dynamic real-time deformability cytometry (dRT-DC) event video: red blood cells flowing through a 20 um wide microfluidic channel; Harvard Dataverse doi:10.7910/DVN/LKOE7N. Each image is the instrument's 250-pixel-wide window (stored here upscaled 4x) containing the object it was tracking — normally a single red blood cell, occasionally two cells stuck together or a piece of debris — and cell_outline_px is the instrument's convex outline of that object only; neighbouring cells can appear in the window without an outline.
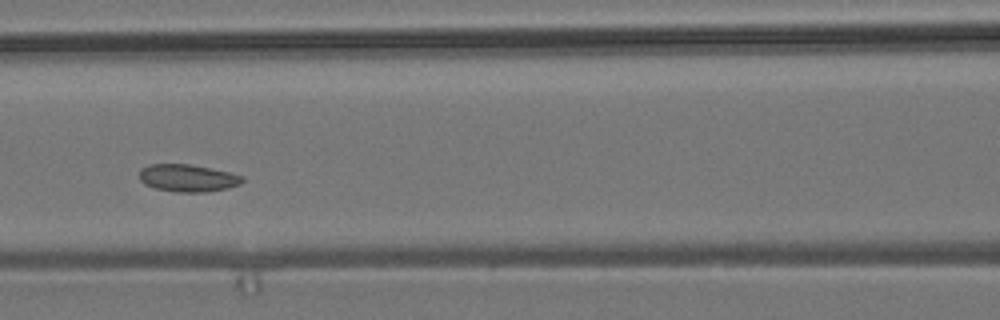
{"species": "common noctule bat (a hibernating species)", "species_latin": "Nyctalus noctula", "temperature_condition": "room temperature", "stored_images_in_passage": 9, "camera_frame_rate_fps": 3000, "um_per_image_px": 0.085, "animal": {"sex": "male", "body_mass_g": 19.2, "forearm_length_mm": 51.8}, "frame": {"image": 1, "passage_image": 6, "time_ms": 1.667, "image_size_px": [1000, 320], "cell_outline_px": [[244, 180], [240, 184], [228, 188], [204, 192], [176, 192], [156, 188], [144, 184], [140, 180], [140, 168], [148, 164], [188, 164], [228, 172], [244, 176]], "centroid_in_image_um": [15.94, 15.13], "position_along_channel_um": 150.7, "area_um2": 16.36}}
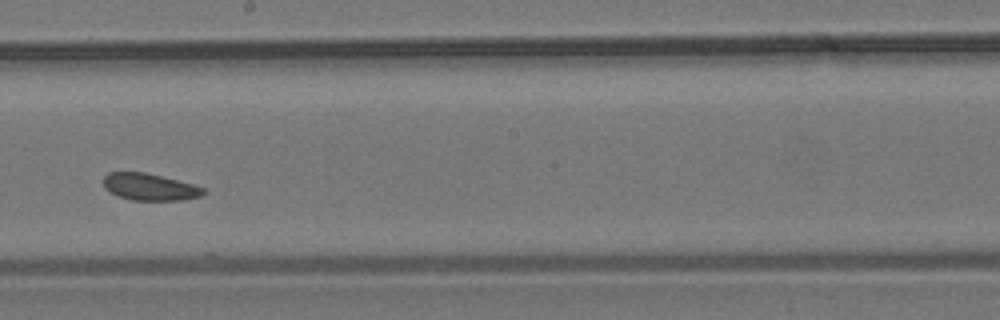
{"frame": {"image": 2, "passage_image": 8, "time_ms": 2.333, "image_size_px": [1000, 320], "cell_outline_px": [[204, 192], [200, 196], [180, 200], [132, 200], [120, 196], [104, 188], [104, 176], [108, 172], [144, 172], [192, 184], [204, 188]], "centroid_in_image_um": [12.7, 15.88], "position_along_channel_um": 235.5, "area_um2": 15.32}}
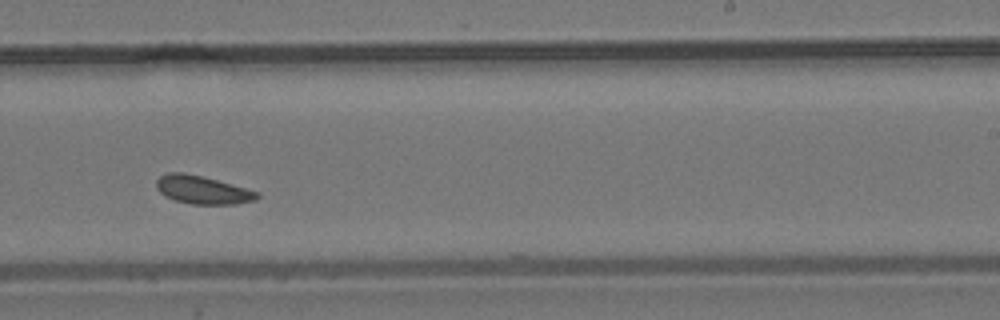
{"frame": {"image": 3, "passage_image": 9, "time_ms": 2.667, "image_size_px": [1000, 320], "cell_outline_px": [[260, 196], [256, 200], [236, 204], [192, 204], [176, 200], [164, 196], [156, 188], [156, 180], [160, 176], [168, 172], [184, 172], [216, 180], [260, 192]], "centroid_in_image_um": [17.21, 16.14], "position_along_channel_um": 271.8, "area_um2": 16.47}}